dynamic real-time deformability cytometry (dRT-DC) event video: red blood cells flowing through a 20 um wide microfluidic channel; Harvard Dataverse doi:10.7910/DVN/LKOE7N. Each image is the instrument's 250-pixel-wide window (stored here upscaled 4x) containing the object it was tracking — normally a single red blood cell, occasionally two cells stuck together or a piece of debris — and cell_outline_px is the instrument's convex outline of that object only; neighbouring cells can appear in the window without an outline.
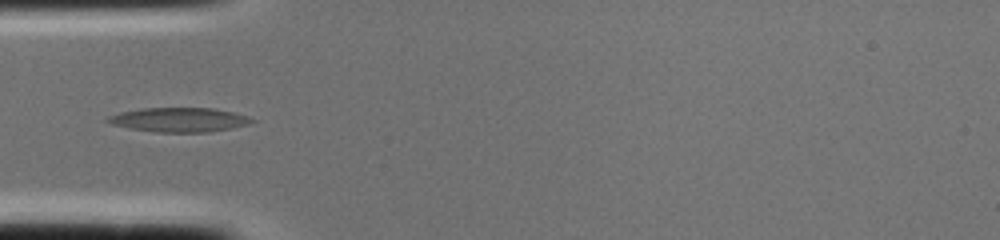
{"species": "common noctule bat (a hibernating species)", "species_latin": "Nyctalus noctula", "temperature_condition": "cold", "stored_images_in_passage": 2, "camera_frame_rate_fps": 3000, "um_per_image_px": 0.085, "animal": {"sex": "female", "body_mass_g": 22.0, "forearm_length_mm": 56.7}, "frame": {"image": 1, "passage_image": 2, "time_ms": 0.333, "image_size_px": [1000, 240], "cell_outline_px": [[256, 120], [248, 124], [232, 128], [208, 132], [156, 132], [132, 128], [112, 124], [104, 120], [108, 116], [120, 112], [140, 108], [216, 108], [248, 116]], "centroid_in_image_um": [15.23, 10.17], "position_along_channel_um": 69.8, "area_um2": 20.35}}